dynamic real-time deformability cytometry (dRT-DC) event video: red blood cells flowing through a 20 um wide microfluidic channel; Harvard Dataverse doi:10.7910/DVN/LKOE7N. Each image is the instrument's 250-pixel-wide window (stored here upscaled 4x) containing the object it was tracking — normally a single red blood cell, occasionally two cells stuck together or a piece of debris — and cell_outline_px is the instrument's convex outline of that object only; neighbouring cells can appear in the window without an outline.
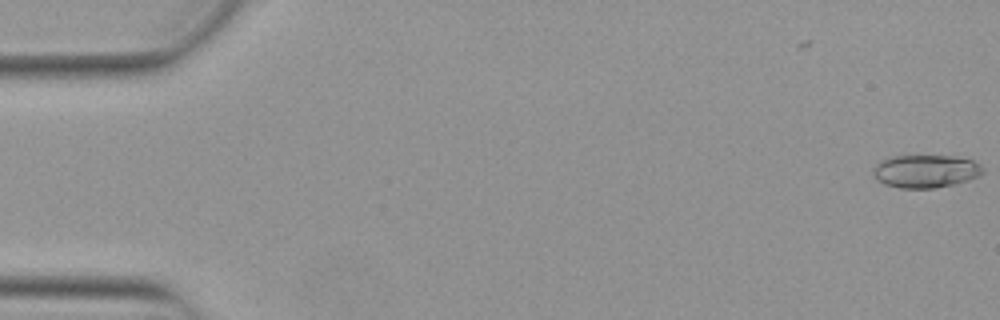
{"species": "Egyptian fruit bat (a non-hibernating species)", "species_latin": "Rousettus aegyptiacus", "temperature_condition": "warm", "stored_images_in_passage": 17, "camera_frame_rate_fps": 3000, "um_per_image_px": 0.085, "animal": {"sex": "female"}, "frame": {"image": 1, "passage_image": 1, "time_ms": 0.0, "image_size_px": [1000, 320], "cell_outline_px": [[984, 172], [980, 176], [968, 180], [952, 184], [932, 188], [900, 188], [884, 184], [872, 176], [872, 168], [880, 160], [892, 156], [956, 156], [972, 160], [980, 164], [984, 168]], "centroid_in_image_um": [78.66, 14.54], "position_along_channel_um": 6.3, "area_um2": 21.21}}
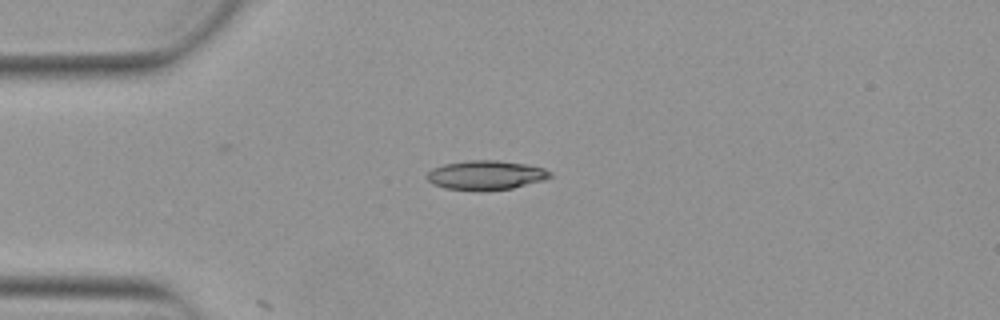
{"frame": {"image": 2, "passage_image": 14, "time_ms": 4.333, "image_size_px": [1000, 320], "cell_outline_px": [[552, 176], [544, 180], [512, 188], [444, 188], [432, 184], [424, 176], [432, 168], [444, 164], [468, 160], [496, 160], [524, 164], [544, 168], [552, 172]], "centroid_in_image_um": [41.29, 14.84], "position_along_channel_um": 43.7, "area_um2": 20.35}}